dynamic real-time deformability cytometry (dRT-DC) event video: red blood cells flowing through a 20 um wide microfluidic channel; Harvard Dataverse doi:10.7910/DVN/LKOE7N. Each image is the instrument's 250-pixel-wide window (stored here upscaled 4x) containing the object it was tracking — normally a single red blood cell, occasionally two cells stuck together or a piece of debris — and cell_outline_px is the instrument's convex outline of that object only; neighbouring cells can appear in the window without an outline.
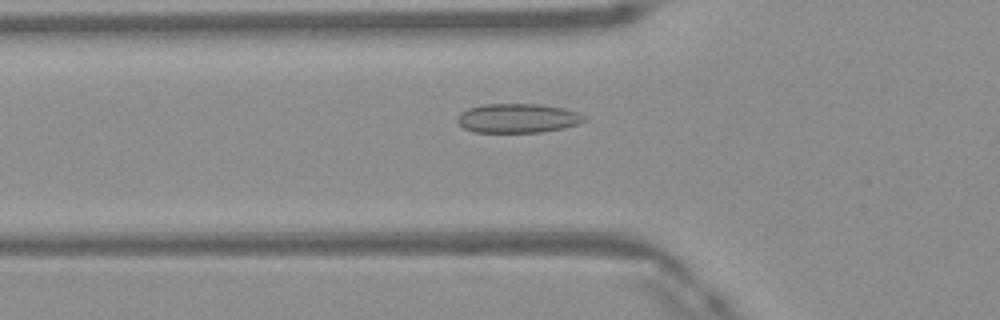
{"species": "Egyptian fruit bat (a non-hibernating species)", "species_latin": "Rousettus aegyptiacus", "temperature_condition": "warm", "stored_images_in_passage": 42, "camera_frame_rate_fps": 3000, "um_per_image_px": 0.085, "frame": {"image": 1, "passage_image": 13, "time_ms": 4.0, "image_size_px": [1000, 320], "cell_outline_px": [[588, 120], [580, 124], [564, 128], [540, 132], [472, 132], [464, 128], [456, 120], [460, 112], [468, 108], [484, 104], [540, 104], [564, 108], [576, 112], [584, 116]], "centroid_in_image_um": [44.02, 10.05], "position_along_channel_um": 81.8, "area_um2": 21.73}}
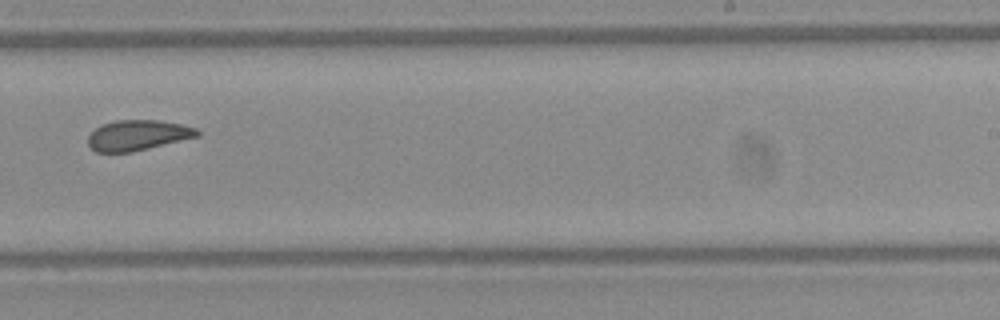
{"frame": {"image": 2, "passage_image": 27, "time_ms": 8.667, "image_size_px": [1000, 320], "cell_outline_px": [[200, 136], [132, 152], [96, 152], [88, 144], [88, 136], [100, 124], [116, 120], [160, 120], [180, 124], [196, 128], [200, 132]], "centroid_in_image_um": [11.71, 11.49], "position_along_channel_um": 277.3, "area_um2": 19.36}}
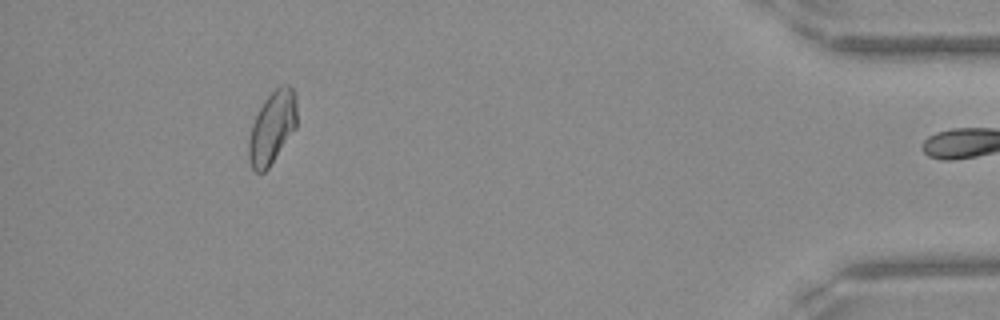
{"frame": {"image": 3, "passage_image": 41, "time_ms": 13.333, "image_size_px": [1000, 320], "cell_outline_px": [[296, 128], [268, 168], [264, 172], [256, 172], [252, 168], [248, 160], [248, 140], [252, 124], [264, 100], [280, 84], [288, 84], [296, 92]], "centroid_in_image_um": [23.13, 10.83], "position_along_channel_um": 412.1, "area_um2": 20.35}, "authors_computed_cell_mechanics": {"area_um2": 20.3167, "velocity_mm_per_s": 4.1711, "shape_relaxation_time_tau1_ms": null, "shape_relaxation_time_tau2_ms": 1.7397, "deformation_change_tau1": null, "deformation_change_tau2": 0.0613}}